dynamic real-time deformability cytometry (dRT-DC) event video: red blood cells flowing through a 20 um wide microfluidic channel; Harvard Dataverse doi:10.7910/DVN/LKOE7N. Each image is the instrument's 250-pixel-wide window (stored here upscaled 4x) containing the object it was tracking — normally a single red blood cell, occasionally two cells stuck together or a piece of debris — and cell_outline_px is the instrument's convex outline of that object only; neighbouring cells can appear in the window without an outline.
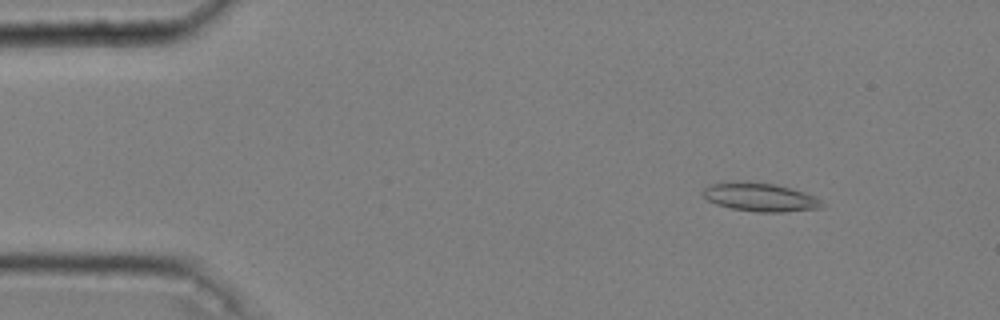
{"species": "common noctule bat (a hibernating species)", "species_latin": "Nyctalus noctula", "temperature_condition": "cold", "stored_images_in_passage": 52, "camera_frame_rate_fps": 3000, "um_per_image_px": 0.085, "animal": {"sex": "male", "body_mass_g": 20.4}, "frame": {"image": 1, "passage_image": 6, "time_ms": 1.667, "image_size_px": [1000, 320], "cell_outline_px": [[824, 208], [784, 212], [756, 212], [732, 208], [716, 204], [708, 200], [700, 192], [708, 184], [736, 180], [748, 180], [776, 184], [792, 188], [816, 196], [824, 200]], "centroid_in_image_um": [64.63, 16.73], "position_along_channel_um": 20.4, "area_um2": 20.46}}
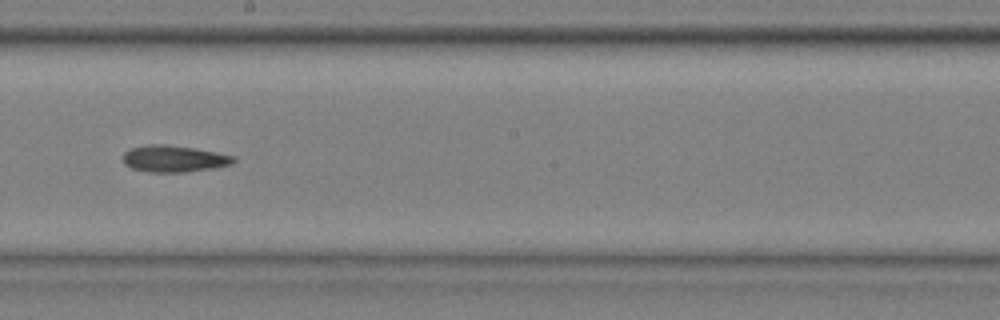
{"frame": {"image": 2, "passage_image": 30, "time_ms": 9.667, "image_size_px": [1000, 320], "cell_outline_px": [[236, 160], [232, 164], [212, 168], [184, 172], [148, 172], [132, 168], [124, 164], [124, 152], [132, 148], [152, 144], [164, 144], [196, 148], [236, 156]], "centroid_in_image_um": [14.82, 13.49], "position_along_channel_um": 233.4, "area_um2": 17.11}}
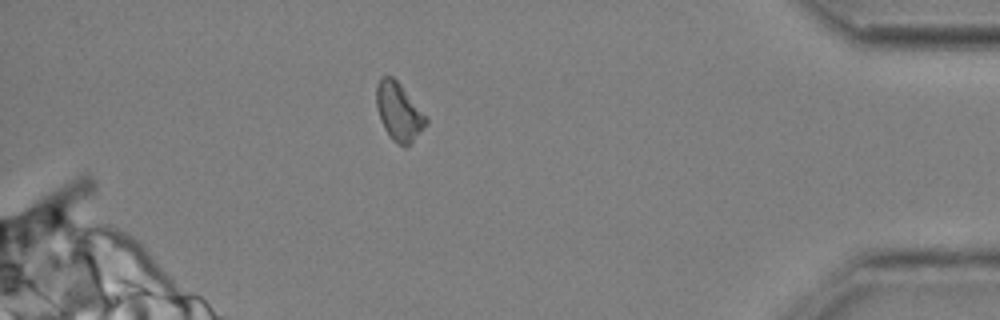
{"frame": {"image": 3, "passage_image": 47, "time_ms": 15.333, "image_size_px": [1000, 320], "cell_outline_px": [[428, 124], [404, 148], [392, 140], [384, 128], [380, 120], [376, 108], [376, 84], [380, 76], [392, 76], [400, 84], [428, 116]], "centroid_in_image_um": [33.89, 9.48], "position_along_channel_um": 401.3, "area_um2": 16.94}, "authors_computed_cell_mechanics": {"area_um2": 17.2244, "velocity_mm_per_s": 3.6455, "shape_relaxation_time_tau1_ms": 8.1871, "shape_relaxation_time_tau2_ms": null, "deformation_change_tau1": 0.1322, "deformation_change_tau2": null}}